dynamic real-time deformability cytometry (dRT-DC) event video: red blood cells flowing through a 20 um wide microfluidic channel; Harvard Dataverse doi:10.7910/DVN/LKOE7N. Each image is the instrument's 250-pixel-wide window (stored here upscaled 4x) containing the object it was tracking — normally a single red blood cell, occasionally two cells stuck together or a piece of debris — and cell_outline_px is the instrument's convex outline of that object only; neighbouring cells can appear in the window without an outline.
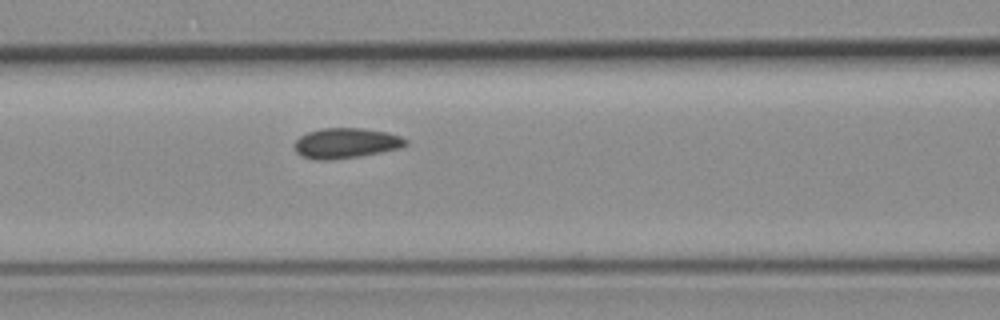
{"species": "common noctule bat (a hibernating species)", "species_latin": "Nyctalus noctula", "temperature_condition": "room temperature", "stored_images_in_passage": 7, "camera_frame_rate_fps": 3000, "um_per_image_px": 0.085, "animal": {"sex": "female", "body_mass_g": 19.3, "forearm_length_mm": 54.1}, "frame": {"image": 1, "passage_image": 7, "time_ms": 8.333, "image_size_px": [1000, 320], "cell_outline_px": [[408, 144], [400, 148], [380, 152], [332, 160], [316, 160], [304, 156], [296, 152], [296, 140], [300, 136], [308, 132], [320, 128], [364, 128], [388, 132], [400, 136], [408, 140]], "centroid_in_image_um": [29.43, 12.15], "position_along_channel_um": 137.2, "area_um2": 19.48}}